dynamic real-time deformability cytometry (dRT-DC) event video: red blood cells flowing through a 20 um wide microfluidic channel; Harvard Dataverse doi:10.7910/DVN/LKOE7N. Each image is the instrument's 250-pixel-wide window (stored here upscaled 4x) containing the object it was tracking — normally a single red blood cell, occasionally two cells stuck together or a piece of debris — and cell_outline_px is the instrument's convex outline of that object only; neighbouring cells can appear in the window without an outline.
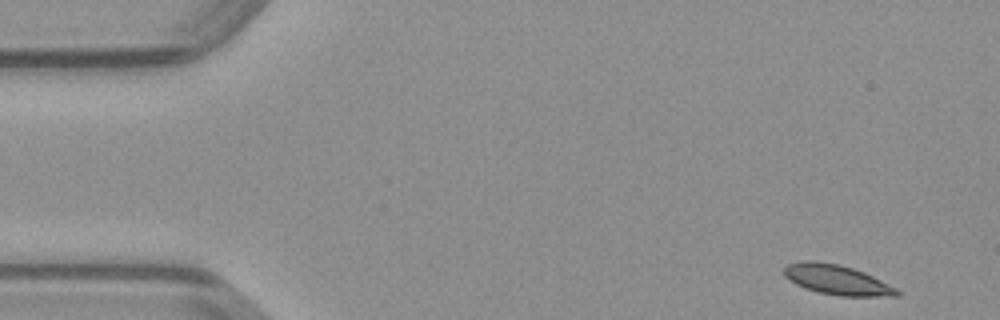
{"species": "common noctule bat (a hibernating species)", "species_latin": "Nyctalus noctula", "temperature_condition": "warm", "stored_images_in_passage": 48, "segment_of_instrument_passage": [1, 2], "camera_frame_rate_fps": 3000, "um_per_image_px": 0.085, "animal": {"sex": "male", "body_mass_g": 23.1, "forearm_length_mm": 52.7}, "frame": {"image": 1, "passage_image": 1, "time_ms": 0.0, "image_size_px": [1000, 320], "cell_outline_px": [[900, 296], [840, 296], [820, 292], [804, 288], [788, 280], [784, 276], [784, 268], [788, 264], [804, 260], [812, 260], [840, 264], [864, 272], [896, 288], [900, 292]], "centroid_in_image_um": [71.11, 23.77], "position_along_channel_um": 13.9, "area_um2": 19.59}}
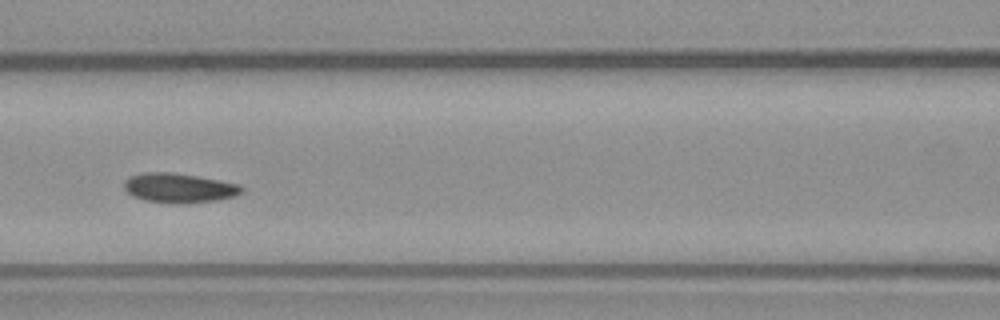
{"frame": {"image": 2, "passage_image": 19, "time_ms": 6.0, "image_size_px": [1000, 320], "cell_outline_px": [[244, 192], [236, 196], [216, 200], [184, 204], [176, 204], [144, 200], [132, 196], [124, 188], [124, 180], [128, 176], [144, 172], [172, 172], [196, 176], [240, 184], [244, 188]], "centroid_in_image_um": [15.22, 15.98], "position_along_channel_um": 151.4, "area_um2": 20.46}}
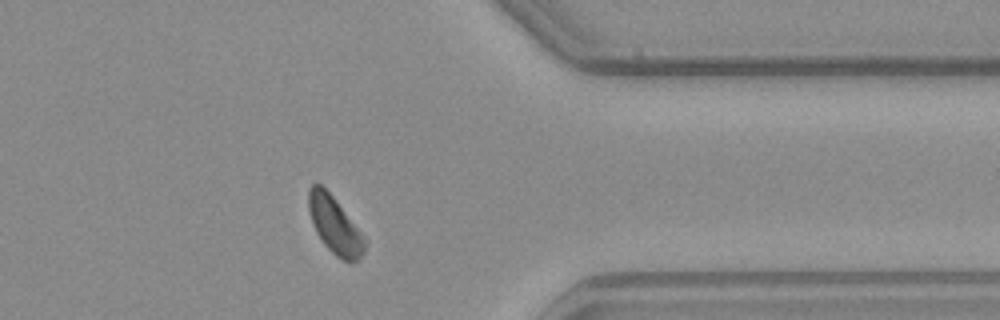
{"frame": {"image": 3, "passage_image": 37, "time_ms": 12.0, "image_size_px": [1000, 320], "cell_outline_px": [[364, 252], [356, 260], [348, 264], [336, 256], [324, 244], [316, 232], [308, 208], [308, 188], [316, 180], [332, 196], [364, 236]], "centroid_in_image_um": [28.42, 19.13], "position_along_channel_um": 383.0, "area_um2": 18.32}}